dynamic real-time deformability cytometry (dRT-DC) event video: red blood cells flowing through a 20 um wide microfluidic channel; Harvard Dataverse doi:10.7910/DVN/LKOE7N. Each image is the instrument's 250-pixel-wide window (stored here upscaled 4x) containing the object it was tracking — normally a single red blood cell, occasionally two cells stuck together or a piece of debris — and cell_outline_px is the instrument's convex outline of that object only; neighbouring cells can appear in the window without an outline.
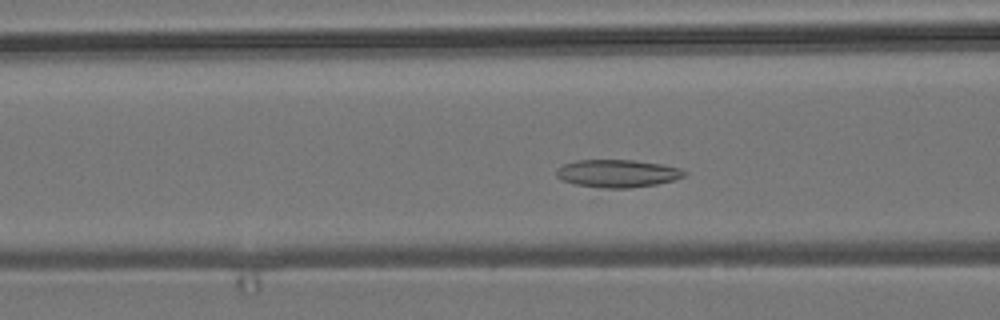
{"species": "common noctule bat (a hibernating species)", "species_latin": "Nyctalus noctula", "temperature_condition": "room temperature", "stored_images_in_passage": 38, "camera_frame_rate_fps": 3000, "um_per_image_px": 0.085, "animal": {"sex": "male", "body_mass_g": 19.2, "forearm_length_mm": 51.8}, "frame": {"image": 1, "passage_image": 5, "time_ms": 1.333, "image_size_px": [1000, 320], "cell_outline_px": [[688, 172], [684, 176], [672, 180], [656, 184], [628, 188], [604, 188], [576, 184], [564, 180], [556, 176], [556, 168], [564, 164], [576, 160], [632, 160], [660, 164], [680, 168]], "centroid_in_image_um": [52.47, 14.73], "position_along_channel_um": 114.1, "area_um2": 20.46}}
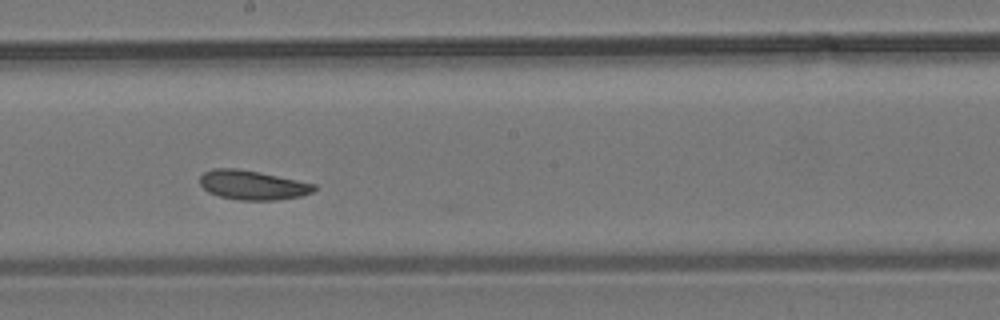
{"frame": {"image": 2, "passage_image": 14, "time_ms": 4.333, "image_size_px": [1000, 320], "cell_outline_px": [[316, 188], [312, 192], [300, 196], [276, 200], [240, 200], [220, 196], [208, 192], [200, 184], [200, 176], [204, 172], [212, 168], [236, 168], [260, 172], [316, 184]], "centroid_in_image_um": [21.45, 15.72], "position_along_channel_um": 226.7, "area_um2": 19.48}}
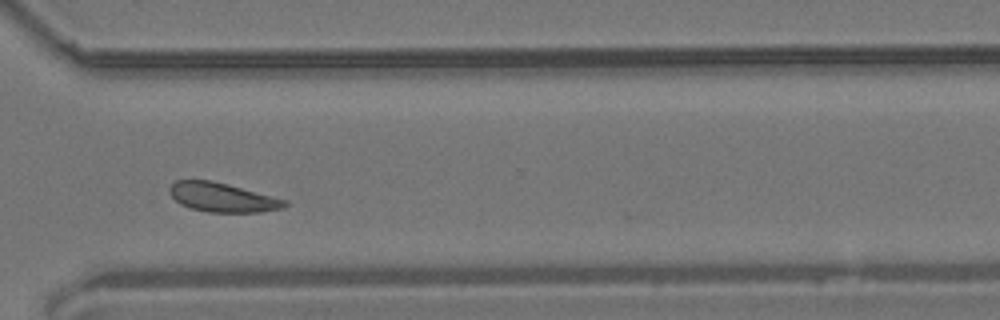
{"frame": {"image": 3, "passage_image": 24, "time_ms": 7.667, "image_size_px": [1000, 320], "cell_outline_px": [[288, 204], [284, 208], [260, 212], [208, 212], [192, 208], [180, 204], [168, 192], [168, 188], [176, 180], [212, 180], [228, 184], [288, 200]], "centroid_in_image_um": [18.92, 16.77], "position_along_channel_um": 351.7, "area_um2": 19.59}, "authors_computed_cell_mechanics": {"area_um2": 19.7387, "velocity_mm_per_s": 3.7524, "shape_relaxation_time_tau1_ms": null, "shape_relaxation_time_tau2_ms": 3.9386, "deformation_change_tau1": null, "deformation_change_tau2": 0.0989}}